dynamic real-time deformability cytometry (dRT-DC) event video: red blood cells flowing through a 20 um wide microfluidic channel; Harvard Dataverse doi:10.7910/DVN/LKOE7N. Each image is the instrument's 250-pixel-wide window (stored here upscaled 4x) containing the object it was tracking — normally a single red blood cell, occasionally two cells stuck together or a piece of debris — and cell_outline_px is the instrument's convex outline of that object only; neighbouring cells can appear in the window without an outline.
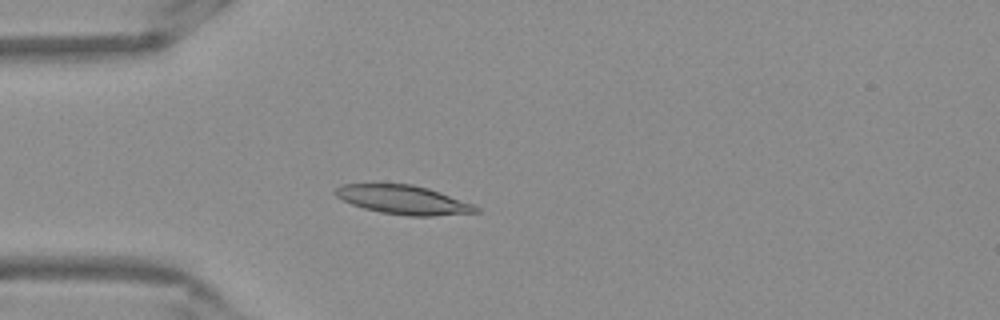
{"species": "Egyptian fruit bat (a non-hibernating species)", "species_latin": "Rousettus aegyptiacus", "temperature_condition": "warm", "stored_images_in_passage": 51, "camera_frame_rate_fps": 3000, "um_per_image_px": 0.085, "frame": {"image": 1, "passage_image": 13, "time_ms": 4.0, "image_size_px": [1000, 320], "cell_outline_px": [[472, 212], [384, 212], [368, 208], [356, 204], [340, 196], [336, 192], [348, 184], [404, 184], [424, 188], [436, 192], [468, 204], [472, 208]], "centroid_in_image_um": [34.09, 16.89], "position_along_channel_um": 50.9, "area_um2": 19.83}}
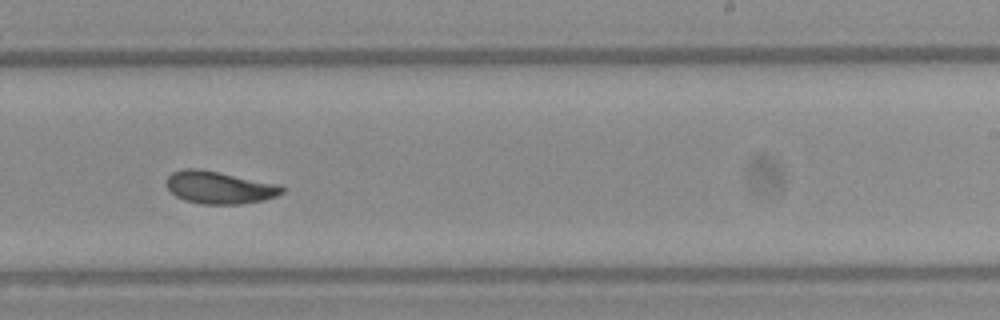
{"frame": {"image": 2, "passage_image": 31, "time_ms": 10.0, "image_size_px": [1000, 320], "cell_outline_px": [[284, 188], [280, 192], [272, 196], [256, 200], [228, 204], [212, 204], [188, 200], [172, 192], [168, 188], [168, 176], [176, 172], [216, 172]], "centroid_in_image_um": [18.57, 15.98], "position_along_channel_um": 270.4, "area_um2": 19.02}}
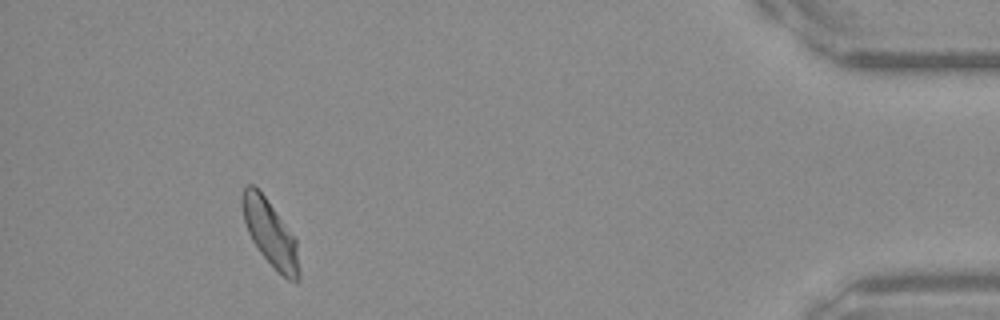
{"frame": {"image": 3, "passage_image": 47, "time_ms": 15.333, "image_size_px": [1000, 320], "cell_outline_px": [[296, 280], [284, 276], [264, 256], [256, 244], [244, 220], [244, 188], [248, 184], [252, 184], [264, 196], [296, 240]], "centroid_in_image_um": [22.94, 19.75], "position_along_channel_um": 412.3, "area_um2": 19.54}, "authors_computed_cell_mechanics": {"area_um2": 19.4208, "velocity_mm_per_s": 3.8289, "shape_relaxation_time_tau1_ms": 9.1547, "shape_relaxation_time_tau2_ms": 3.0885, "deformation_change_tau1": 0.1716, "deformation_change_tau2": 0.0822}}